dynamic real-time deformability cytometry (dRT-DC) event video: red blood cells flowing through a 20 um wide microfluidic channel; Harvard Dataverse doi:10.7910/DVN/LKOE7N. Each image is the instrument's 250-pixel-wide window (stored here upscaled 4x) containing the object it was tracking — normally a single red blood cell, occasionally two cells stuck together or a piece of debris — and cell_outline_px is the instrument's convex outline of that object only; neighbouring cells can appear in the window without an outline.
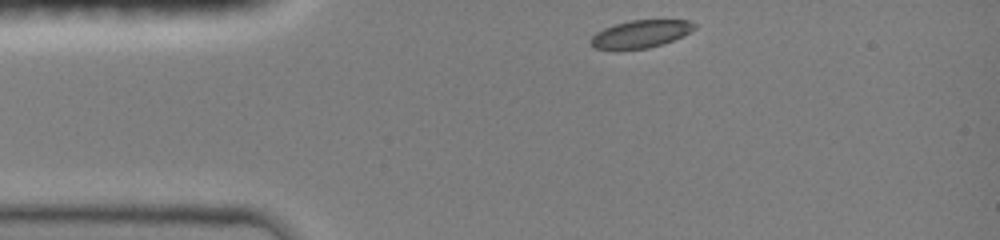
{"species": "common noctule bat (a hibernating species)", "species_latin": "Nyctalus noctula", "temperature_condition": "room temperature", "stored_images_in_passage": 34, "camera_frame_rate_fps": 3000, "um_per_image_px": 0.085, "animal": {"sex": "female", "body_mass_g": 19.0, "forearm_length_mm": 51.5}, "frame": {"image": 1, "passage_image": 1, "time_ms": 0.0, "image_size_px": [1000, 240], "cell_outline_px": [[696, 28], [684, 36], [648, 48], [592, 48], [588, 44], [588, 40], [596, 32], [604, 28], [616, 24], [632, 20], [692, 20], [696, 24]], "centroid_in_image_um": [54.46, 2.87], "position_along_channel_um": 30.5, "area_um2": 16.53}}
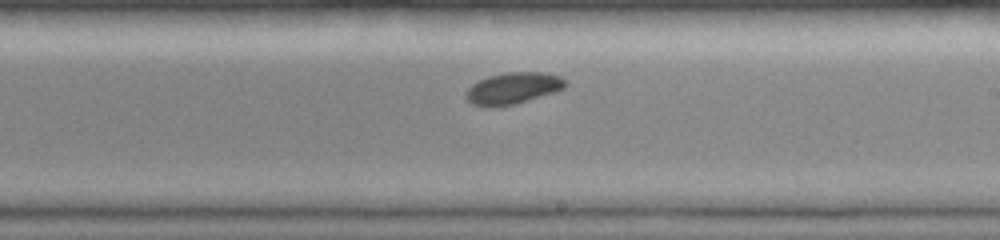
{"frame": {"image": 2, "passage_image": 20, "time_ms": 6.333, "image_size_px": [1000, 240], "cell_outline_px": [[568, 84], [564, 88], [556, 92], [516, 104], [492, 108], [484, 108], [472, 104], [464, 96], [464, 92], [472, 84], [488, 76], [508, 72], [544, 72], [560, 76], [568, 80]], "centroid_in_image_um": [43.61, 7.52], "position_along_channel_um": 245.4, "area_um2": 18.79}}
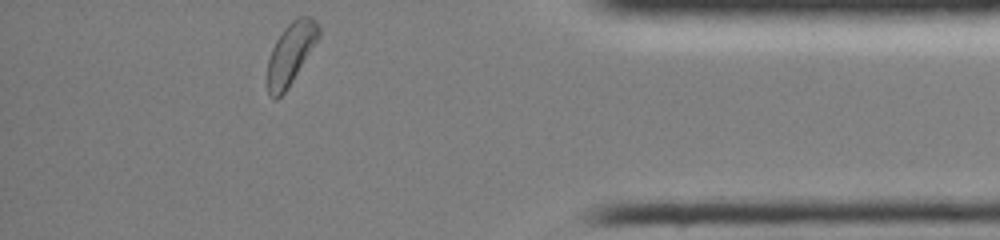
{"frame": {"image": 3, "passage_image": 34, "time_ms": 11.0, "image_size_px": [1000, 240], "cell_outline_px": [[320, 36], [288, 88], [276, 100], [272, 100], [268, 92], [268, 60], [272, 48], [276, 40], [284, 28], [296, 16], [312, 16], [316, 20], [320, 28]], "centroid_in_image_um": [24.72, 4.52], "position_along_channel_um": 410.5, "area_um2": 18.38}, "authors_computed_cell_mechanics": {"area_um2": 18.0625, "velocity_mm_per_s": 4.0004, "shape_relaxation_time_tau1_ms": 2.1317, "shape_relaxation_time_tau2_ms": null, "deformation_change_tau1": 0.0835, "deformation_change_tau2": null}}